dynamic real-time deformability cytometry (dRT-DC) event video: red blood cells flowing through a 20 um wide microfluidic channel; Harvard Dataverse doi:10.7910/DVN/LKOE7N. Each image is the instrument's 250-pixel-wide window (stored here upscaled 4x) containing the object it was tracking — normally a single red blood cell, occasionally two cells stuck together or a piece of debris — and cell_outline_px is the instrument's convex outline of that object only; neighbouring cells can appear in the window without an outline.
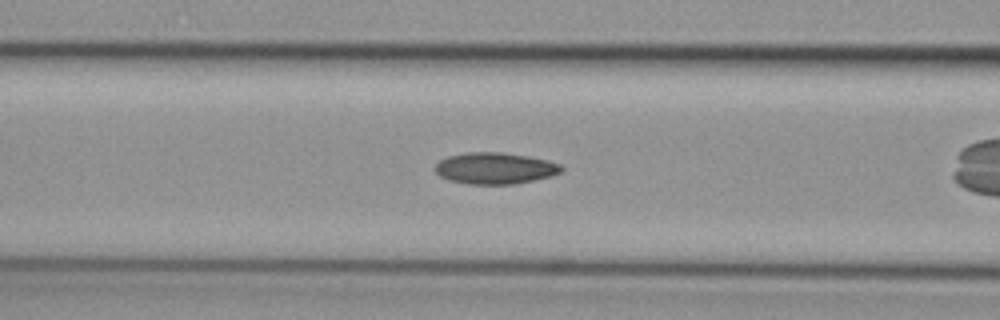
{"species": "common noctule bat (a hibernating species)", "species_latin": "Nyctalus noctula", "temperature_condition": "cold", "stored_images_in_passage": 33, "camera_frame_rate_fps": 3000, "um_per_image_px": 0.085, "animal": {"sex": "female", "body_mass_g": 29.2, "forearm_length_mm": 56.3}, "frame": {"image": 1, "passage_image": 10, "time_ms": 3.0, "image_size_px": [1000, 320], "cell_outline_px": [[564, 168], [560, 172], [552, 176], [512, 184], [468, 184], [448, 180], [440, 176], [432, 168], [440, 160], [448, 156], [468, 152], [500, 152], [528, 156], [560, 164]], "centroid_in_image_um": [42.03, 14.3], "position_along_channel_um": 124.6, "area_um2": 23.06}}